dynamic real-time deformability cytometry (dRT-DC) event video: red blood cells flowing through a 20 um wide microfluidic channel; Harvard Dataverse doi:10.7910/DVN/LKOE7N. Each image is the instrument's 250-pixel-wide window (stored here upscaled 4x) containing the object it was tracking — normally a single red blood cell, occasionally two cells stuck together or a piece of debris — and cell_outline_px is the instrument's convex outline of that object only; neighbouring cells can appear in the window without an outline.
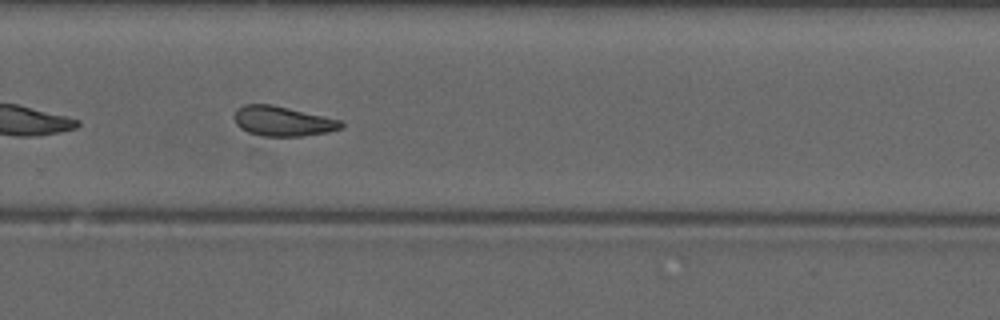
{"species": "common noctule bat (a hibernating species)", "species_latin": "Nyctalus noctula", "temperature_condition": "warm", "stored_images_in_passage": 38, "camera_frame_rate_fps": 3000, "um_per_image_px": 0.085, "animal": {"sex": "male", "forearm_length_mm": 52.5}, "frame": {"image": 1, "passage_image": 27, "time_ms": 8.667, "image_size_px": [1000, 320], "cell_outline_px": [[344, 128], [328, 132], [300, 136], [264, 136], [248, 132], [240, 128], [236, 124], [236, 108], [244, 104], [272, 104], [324, 116], [340, 120], [344, 124]], "centroid_in_image_um": [24.04, 10.3], "position_along_channel_um": 305.8, "area_um2": 18.5}, "authors_computed_cell_mechanics": {"area_um2": 18.9006, "velocity_mm_per_s": 4.1557, "shape_relaxation_time_tau1_ms": null, "shape_relaxation_time_tau2_ms": 2.7717, "deformation_change_tau1": null, "deformation_change_tau2": 0.1095}}